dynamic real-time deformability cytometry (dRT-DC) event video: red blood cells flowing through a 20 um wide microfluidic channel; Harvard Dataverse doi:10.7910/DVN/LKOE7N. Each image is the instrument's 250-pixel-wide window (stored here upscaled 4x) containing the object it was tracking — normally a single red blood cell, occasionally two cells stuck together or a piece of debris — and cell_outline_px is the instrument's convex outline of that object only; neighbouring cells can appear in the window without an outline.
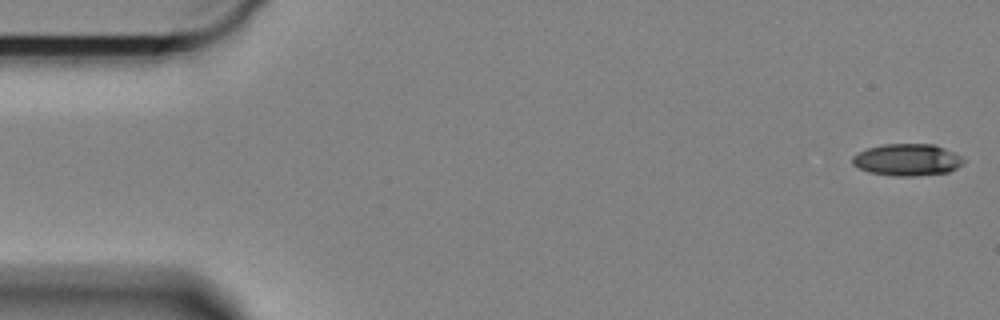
{"species": "Egyptian fruit bat (a non-hibernating species)", "species_latin": "Rousettus aegyptiacus", "temperature_condition": "cold", "stored_images_in_passage": 59, "camera_frame_rate_fps": 3000, "um_per_image_px": 0.085, "animal": {"sex": "female"}, "frame": {"image": 1, "passage_image": 1, "time_ms": 0.0, "image_size_px": [1000, 320], "cell_outline_px": [[964, 164], [948, 172], [916, 176], [892, 176], [868, 172], [852, 164], [852, 156], [856, 152], [868, 148], [884, 144], [932, 144], [944, 148], [960, 156], [964, 160]], "centroid_in_image_um": [77.08, 13.59], "position_along_channel_um": 7.9, "area_um2": 20.69}}
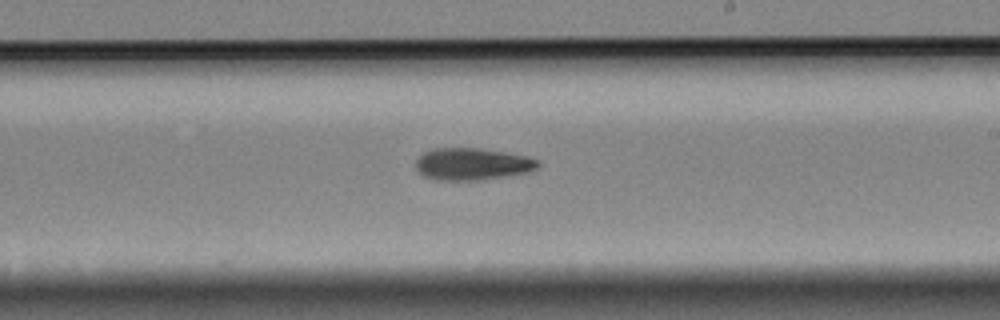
{"frame": {"image": 2, "passage_image": 34, "time_ms": 11.0, "image_size_px": [1000, 320], "cell_outline_px": [[540, 164], [536, 168], [528, 172], [508, 176], [480, 180], [436, 180], [424, 176], [416, 168], [416, 160], [424, 152], [432, 148], [480, 148], [528, 156], [540, 160]], "centroid_in_image_um": [40.16, 13.94], "position_along_channel_um": 248.8, "area_um2": 22.95}}
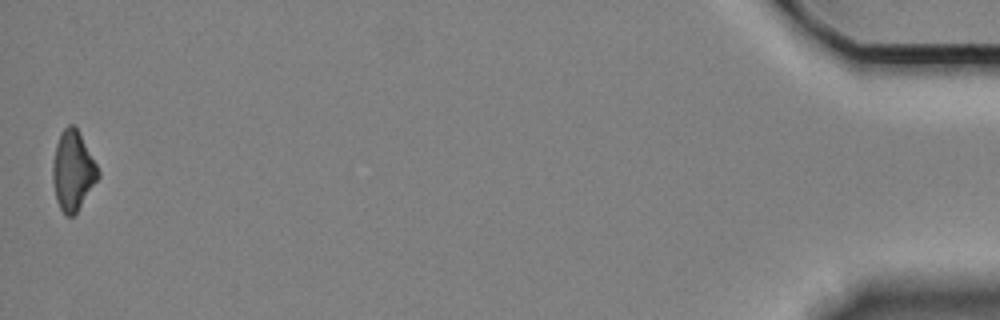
{"frame": {"image": 3, "passage_image": 59, "time_ms": 19.333, "image_size_px": [1000, 320], "cell_outline_px": [[100, 176], [76, 212], [72, 216], [64, 216], [56, 200], [52, 180], [52, 164], [56, 144], [60, 132], [68, 124], [72, 124], [76, 128], [96, 164], [100, 172]], "centroid_in_image_um": [6.17, 14.53], "position_along_channel_um": 429.0, "area_um2": 20.81}, "authors_computed_cell_mechanics": {"area_um2": 21.964, "velocity_mm_per_s": 3.3059, "shape_relaxation_time_tau1_ms": 3.3227, "shape_relaxation_time_tau2_ms": null, "deformation_change_tau1": 0.1363, "deformation_change_tau2": null}}